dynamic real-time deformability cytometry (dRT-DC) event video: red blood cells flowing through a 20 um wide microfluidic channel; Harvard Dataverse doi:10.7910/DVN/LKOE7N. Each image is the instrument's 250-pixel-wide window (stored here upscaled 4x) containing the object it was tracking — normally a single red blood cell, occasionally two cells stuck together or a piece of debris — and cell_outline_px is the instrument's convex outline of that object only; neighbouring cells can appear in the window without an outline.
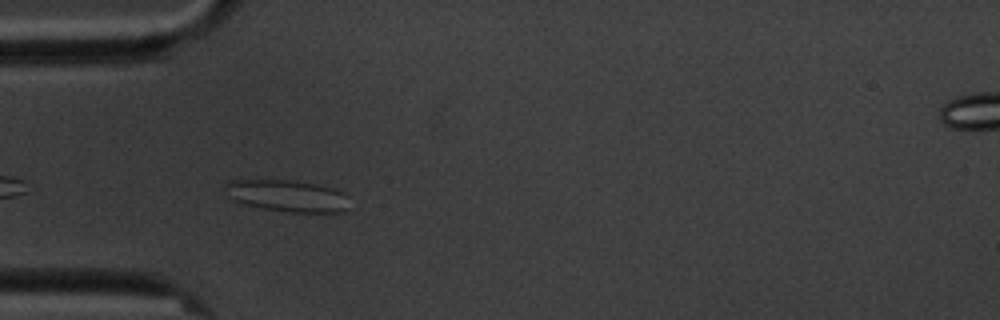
{"species": "common noctule bat (a hibernating species)", "species_latin": "Nyctalus noctula", "temperature_condition": "cold", "stored_images_in_passage": 5, "camera_frame_rate_fps": 3000, "um_per_image_px": 0.085, "animal": {"sex": "male", "body_mass_g": 20.1, "forearm_length_mm": 53.5}, "frame": {"image": 1, "passage_image": 4, "time_ms": 3.667, "image_size_px": [1000, 320], "cell_outline_px": [[348, 212], [292, 212], [264, 208], [240, 204], [232, 200], [228, 196], [224, 184], [228, 180], [292, 180], [316, 184], [332, 188], [344, 192], [348, 208]], "centroid_in_image_um": [24.39, 16.64], "position_along_channel_um": 60.6, "area_um2": 23.06}}
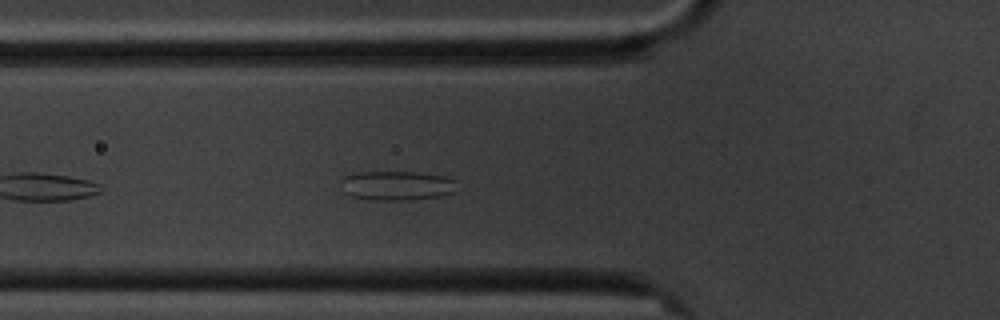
{"frame": {"image": 2, "passage_image": 5, "time_ms": 4.667, "image_size_px": [1000, 320], "cell_outline_px": [[460, 180], [456, 192], [440, 196], [404, 200], [372, 200], [352, 196], [344, 192], [340, 180], [344, 176], [352, 172], [412, 172], [444, 176]], "centroid_in_image_um": [33.77, 15.77], "position_along_channel_um": 92.0, "area_um2": 20.17}}